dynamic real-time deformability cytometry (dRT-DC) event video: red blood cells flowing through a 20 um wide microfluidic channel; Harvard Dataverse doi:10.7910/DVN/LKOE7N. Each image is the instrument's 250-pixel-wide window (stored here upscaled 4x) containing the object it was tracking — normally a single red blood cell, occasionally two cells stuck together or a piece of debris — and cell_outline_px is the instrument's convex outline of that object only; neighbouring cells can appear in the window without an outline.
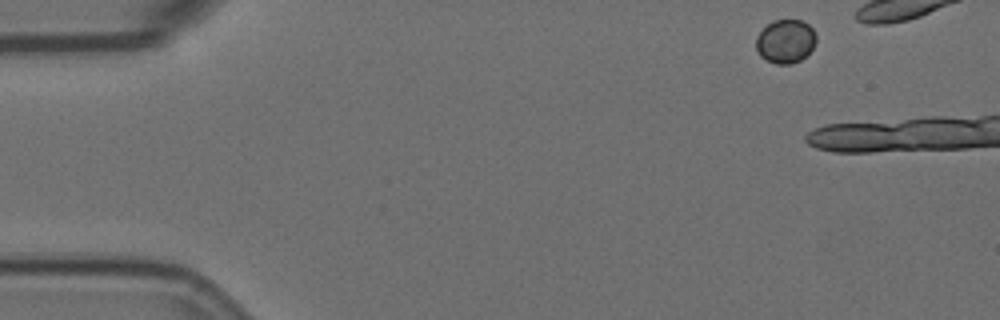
{"species": "Egyptian fruit bat (a non-hibernating species)", "species_latin": "Rousettus aegyptiacus", "temperature_condition": "room temperature", "stored_images_in_passage": 2, "camera_frame_rate_fps": 3000, "um_per_image_px": 0.085, "animal": {"sex": "female"}, "frame": {"image": 1, "passage_image": 1, "time_ms": 0.0, "image_size_px": [1000, 320], "cell_outline_px": [[816, 44], [800, 60], [792, 64], [776, 64], [760, 56], [756, 48], [756, 36], [772, 20], [800, 20], [808, 24], [812, 28], [816, 36]], "centroid_in_image_um": [66.76, 3.51], "position_along_channel_um": 18.2, "area_um2": 15.2}}